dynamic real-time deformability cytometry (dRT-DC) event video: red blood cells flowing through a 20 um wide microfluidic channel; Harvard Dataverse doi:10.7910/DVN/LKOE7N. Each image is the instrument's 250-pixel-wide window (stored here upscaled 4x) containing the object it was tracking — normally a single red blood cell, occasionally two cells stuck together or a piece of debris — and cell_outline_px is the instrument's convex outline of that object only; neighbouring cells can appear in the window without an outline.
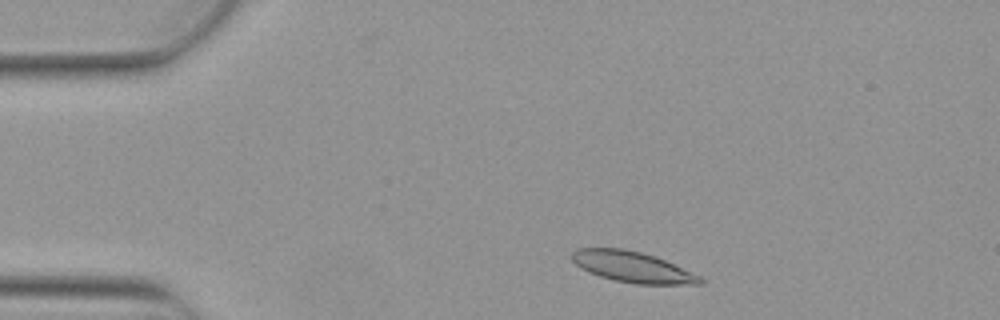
{"species": "Egyptian fruit bat (a non-hibernating species)", "species_latin": "Rousettus aegyptiacus", "temperature_condition": "warm", "stored_images_in_passage": 1, "camera_frame_rate_fps": 3000, "um_per_image_px": 0.085, "animal": {"sex": "female"}, "frame": {"image": 1, "passage_image": 1, "time_ms": 0.0, "image_size_px": [1000, 320], "cell_outline_px": [[704, 284], [636, 284], [616, 280], [600, 276], [588, 272], [580, 268], [568, 256], [576, 248], [624, 248], [656, 256], [700, 276], [704, 280]], "centroid_in_image_um": [53.72, 22.68], "position_along_channel_um": 31.3, "area_um2": 23.06}}